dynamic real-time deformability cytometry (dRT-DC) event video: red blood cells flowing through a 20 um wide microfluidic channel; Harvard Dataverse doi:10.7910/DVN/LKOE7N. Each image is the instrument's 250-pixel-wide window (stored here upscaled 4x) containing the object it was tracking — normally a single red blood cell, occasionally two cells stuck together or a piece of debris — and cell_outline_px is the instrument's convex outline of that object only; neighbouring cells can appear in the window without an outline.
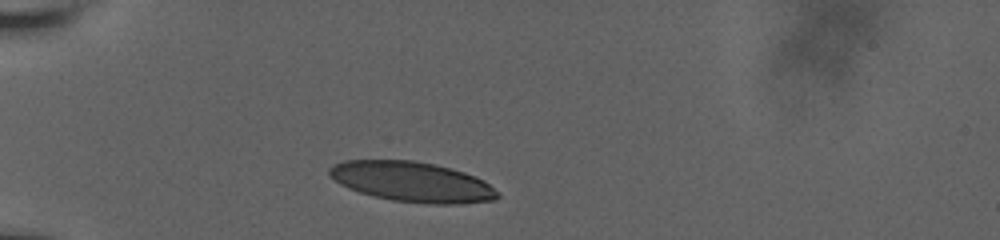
{"species": "human", "species_latin": "Homo sapiens", "temperature_condition": "room temperature", "stored_images_in_passage": 47, "camera_frame_rate_fps": 3000, "um_per_image_px": 0.085, "donor": {"sex": "male"}, "frame": {"image": 1, "passage_image": 1, "time_ms": 0.0, "image_size_px": [1000, 240], "cell_outline_px": [[500, 196], [496, 200], [460, 204], [432, 204], [392, 200], [360, 192], [348, 188], [340, 184], [328, 176], [328, 168], [332, 164], [344, 160], [412, 160], [452, 168], [476, 176], [484, 180], [500, 192]], "centroid_in_image_um": [35.04, 15.45], "position_along_channel_um": 50.0, "area_um2": 39.59}}
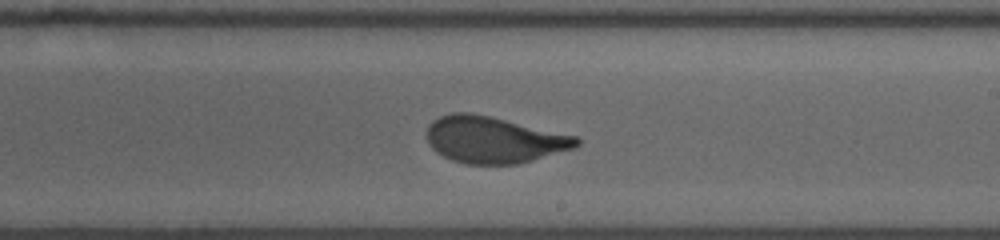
{"frame": {"image": 2, "passage_image": 27, "time_ms": 6.0, "image_size_px": [1000, 240], "cell_outline_px": [[580, 144], [576, 148], [532, 160], [516, 164], [464, 164], [452, 160], [436, 152], [428, 144], [428, 124], [432, 120], [440, 116], [452, 112], [468, 112], [488, 116], [576, 136], [580, 140]], "centroid_in_image_um": [41.95, 11.88], "position_along_channel_um": 247.0, "area_um2": 40.4}}
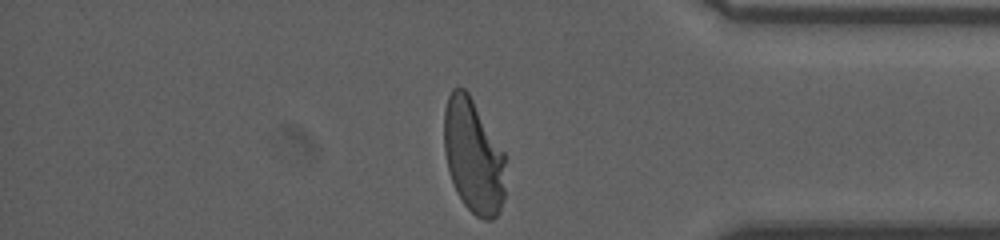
{"frame": {"image": 3, "passage_image": 46, "time_ms": 10.333, "image_size_px": [1000, 240], "cell_outline_px": [[504, 200], [496, 216], [492, 220], [484, 220], [476, 216], [464, 204], [456, 192], [448, 168], [444, 152], [444, 108], [448, 96], [452, 88], [464, 88], [468, 92], [504, 152]], "centroid_in_image_um": [40.22, 13.27], "position_along_channel_um": 395.0, "area_um2": 40.75}, "authors_computed_cell_mechanics": {"area_um2": 40.9802, "velocity_mm_per_s": 3.7729, "shape_relaxation_time_tau1_ms": 6.2964, "shape_relaxation_time_tau2_ms": null, "deformation_change_tau1": 0.2507, "deformation_change_tau2": null}}